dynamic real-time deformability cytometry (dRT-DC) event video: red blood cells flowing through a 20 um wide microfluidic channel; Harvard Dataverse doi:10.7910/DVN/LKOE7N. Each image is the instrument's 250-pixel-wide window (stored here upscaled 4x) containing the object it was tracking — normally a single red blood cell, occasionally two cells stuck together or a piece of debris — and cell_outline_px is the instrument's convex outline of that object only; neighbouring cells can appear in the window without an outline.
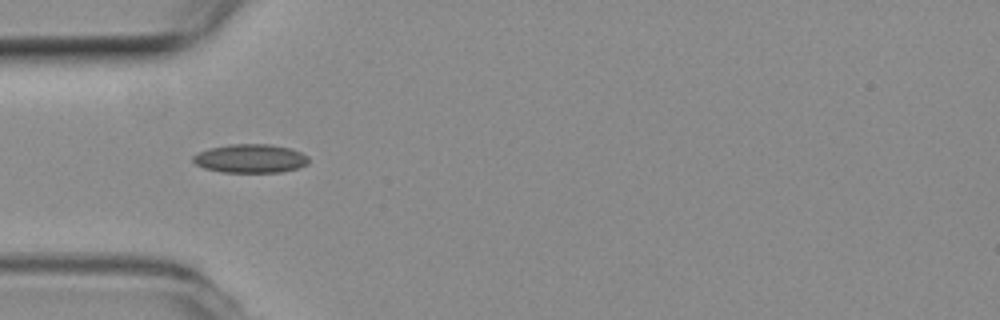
{"species": "common noctule bat (a hibernating species)", "species_latin": "Nyctalus noctula", "temperature_condition": "room temperature", "stored_images_in_passage": 19, "camera_frame_rate_fps": 3000, "um_per_image_px": 0.085, "animal": {"sex": "female", "body_mass_g": 19.3, "forearm_length_mm": 54.1}, "frame": {"image": 1, "passage_image": 1, "time_ms": 0.0, "image_size_px": [1000, 320], "cell_outline_px": [[308, 164], [296, 168], [280, 172], [220, 172], [204, 168], [196, 164], [192, 160], [192, 156], [208, 148], [232, 144], [268, 144], [288, 148], [300, 152], [308, 156]], "centroid_in_image_um": [21.26, 13.47], "position_along_channel_um": 63.7, "area_um2": 19.19}}
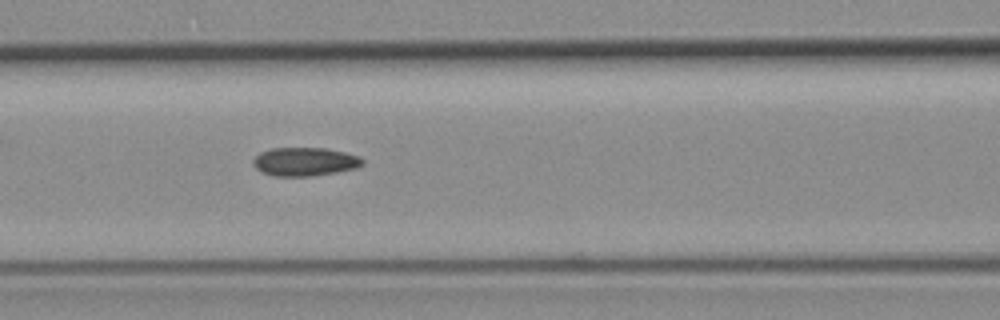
{"frame": {"image": 2, "passage_image": 7, "time_ms": 2.0, "image_size_px": [1000, 320], "cell_outline_px": [[364, 164], [356, 168], [336, 172], [312, 176], [272, 176], [256, 168], [252, 164], [252, 160], [260, 152], [272, 148], [324, 148], [344, 152], [360, 156], [364, 160]], "centroid_in_image_um": [25.91, 13.74], "position_along_channel_um": 140.7, "area_um2": 18.21}}
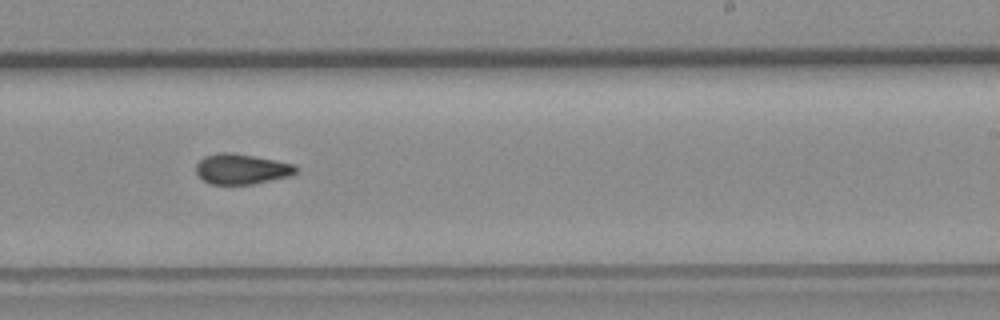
{"frame": {"image": 3, "passage_image": 17, "time_ms": 5.333, "image_size_px": [1000, 320], "cell_outline_px": [[296, 172], [292, 176], [252, 184], [208, 184], [196, 172], [196, 164], [204, 156], [220, 152], [232, 152], [292, 164], [296, 168]], "centroid_in_image_um": [20.5, 14.37], "position_along_channel_um": 268.5, "area_um2": 17.46}}